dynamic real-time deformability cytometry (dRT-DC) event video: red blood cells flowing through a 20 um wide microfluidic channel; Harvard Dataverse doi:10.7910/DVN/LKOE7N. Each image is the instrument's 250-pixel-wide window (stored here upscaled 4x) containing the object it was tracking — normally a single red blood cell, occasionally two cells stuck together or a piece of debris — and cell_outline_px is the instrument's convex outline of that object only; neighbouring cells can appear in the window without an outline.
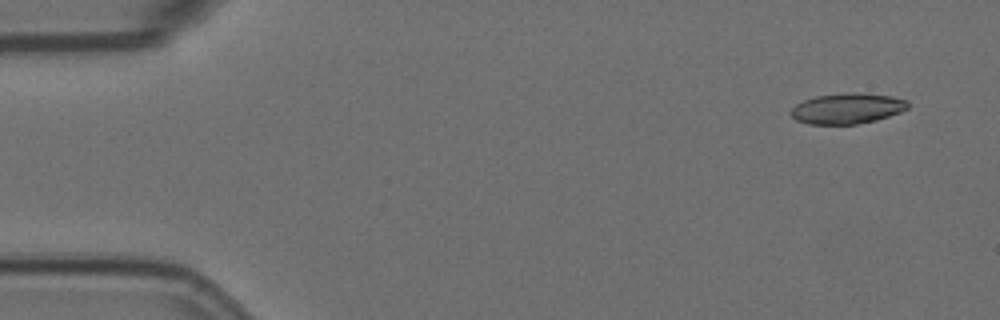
{"species": "Egyptian fruit bat (a non-hibernating species)", "species_latin": "Rousettus aegyptiacus", "temperature_condition": "room temperature", "stored_images_in_passage": 3, "camera_frame_rate_fps": 3000, "um_per_image_px": 0.085, "animal": {"sex": "female"}, "frame": {"image": 1, "passage_image": 1, "time_ms": 0.0, "image_size_px": [1000, 320], "cell_outline_px": [[908, 108], [900, 112], [876, 120], [856, 124], [808, 124], [796, 120], [788, 112], [796, 104], [804, 100], [816, 96], [848, 92], [856, 92], [892, 96], [908, 100]], "centroid_in_image_um": [72.0, 9.21], "position_along_channel_um": 13.0, "area_um2": 20.92}}